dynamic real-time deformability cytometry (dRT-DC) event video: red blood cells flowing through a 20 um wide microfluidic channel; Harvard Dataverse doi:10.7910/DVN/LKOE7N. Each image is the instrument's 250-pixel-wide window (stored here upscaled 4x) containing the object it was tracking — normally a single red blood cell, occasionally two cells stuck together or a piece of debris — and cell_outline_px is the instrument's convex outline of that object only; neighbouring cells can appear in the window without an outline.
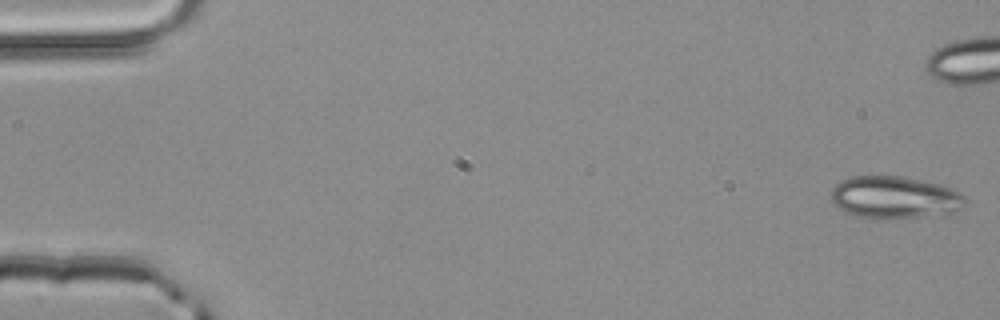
{"species": "common noctule bat (a hibernating species)", "species_latin": "Nyctalus noctula", "temperature_condition": "room temperature", "stored_images_in_passage": 4, "camera_frame_rate_fps": 3000, "um_per_image_px": 0.085, "animal": {"sex": "male", "body_mass_g": 20.4}, "frame": {"image": 1, "passage_image": 1, "time_ms": 0.0, "image_size_px": [1000, 320], "cell_outline_px": [[964, 208], [956, 212], [916, 216], [856, 216], [844, 212], [832, 200], [832, 188], [840, 180], [852, 176], [904, 176], [940, 184], [952, 188], [960, 192], [964, 196]], "centroid_in_image_um": [76.06, 16.73], "position_along_channel_um": 8.9, "area_um2": 32.31}}